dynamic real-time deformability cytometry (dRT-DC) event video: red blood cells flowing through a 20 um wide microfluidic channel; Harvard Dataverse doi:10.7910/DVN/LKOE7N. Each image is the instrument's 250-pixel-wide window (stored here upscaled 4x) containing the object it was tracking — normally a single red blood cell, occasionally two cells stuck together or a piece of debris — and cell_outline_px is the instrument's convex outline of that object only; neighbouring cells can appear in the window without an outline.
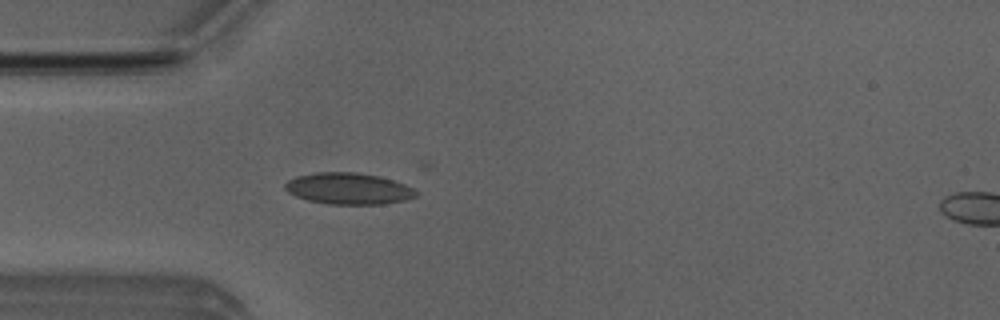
{"species": "Egyptian fruit bat (a non-hibernating species)", "species_latin": "Rousettus aegyptiacus", "temperature_condition": "room temperature", "stored_images_in_passage": 49, "camera_frame_rate_fps": 3000, "um_per_image_px": 0.085, "animal": {"sex": "male"}, "frame": {"image": 1, "passage_image": 13, "time_ms": 4.0, "image_size_px": [1000, 320], "cell_outline_px": [[420, 192], [416, 196], [404, 200], [384, 204], [328, 204], [308, 200], [296, 196], [288, 192], [284, 188], [284, 184], [288, 180], [296, 176], [316, 172], [356, 172], [380, 176], [404, 184]], "centroid_in_image_um": [29.61, 16.02], "position_along_channel_um": 55.4, "area_um2": 24.04}}
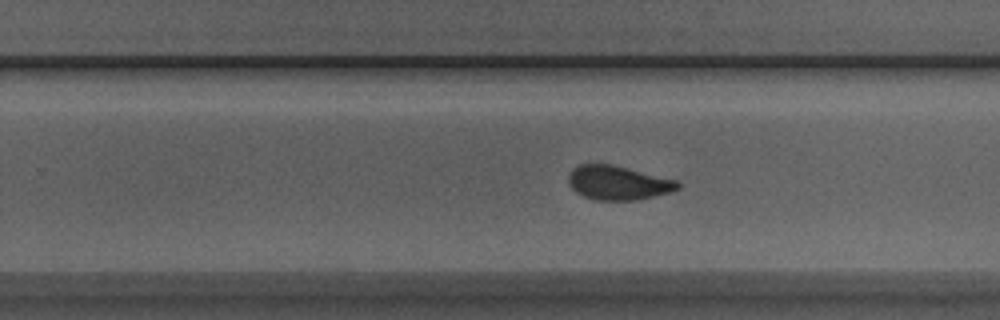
{"frame": {"image": 2, "passage_image": 30, "time_ms": 9.667, "image_size_px": [1000, 320], "cell_outline_px": [[680, 188], [672, 192], [640, 200], [592, 200], [576, 192], [568, 184], [568, 176], [572, 168], [580, 164], [612, 164], [676, 180], [680, 184]], "centroid_in_image_um": [52.53, 15.55], "position_along_channel_um": 277.3, "area_um2": 21.91}}
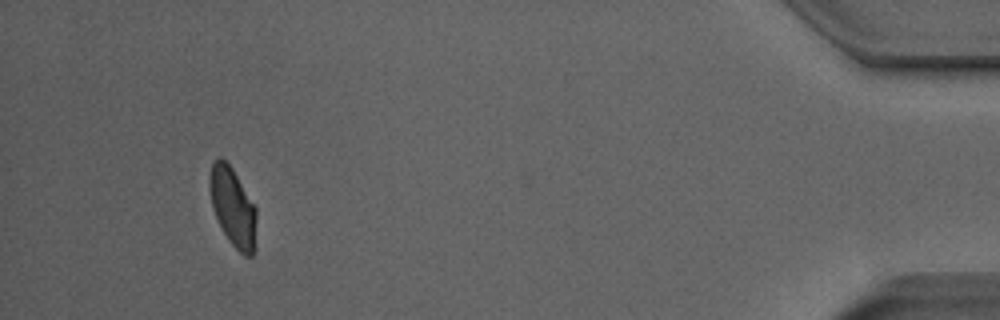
{"frame": {"image": 3, "passage_image": 46, "time_ms": 15.0, "image_size_px": [1000, 320], "cell_outline_px": [[256, 248], [252, 256], [244, 256], [228, 240], [212, 208], [208, 184], [208, 176], [212, 164], [220, 156], [232, 168], [256, 208]], "centroid_in_image_um": [19.79, 17.62], "position_along_channel_um": 415.4, "area_um2": 21.5}, "authors_computed_cell_mechanics": {"area_um2": 22.4264, "velocity_mm_per_s": 3.9934, "shape_relaxation_time_tau1_ms": 4.0471, "shape_relaxation_time_tau2_ms": 0.7611, "deformation_change_tau1": 0.1311, "deformation_change_tau2": 0.0489}}